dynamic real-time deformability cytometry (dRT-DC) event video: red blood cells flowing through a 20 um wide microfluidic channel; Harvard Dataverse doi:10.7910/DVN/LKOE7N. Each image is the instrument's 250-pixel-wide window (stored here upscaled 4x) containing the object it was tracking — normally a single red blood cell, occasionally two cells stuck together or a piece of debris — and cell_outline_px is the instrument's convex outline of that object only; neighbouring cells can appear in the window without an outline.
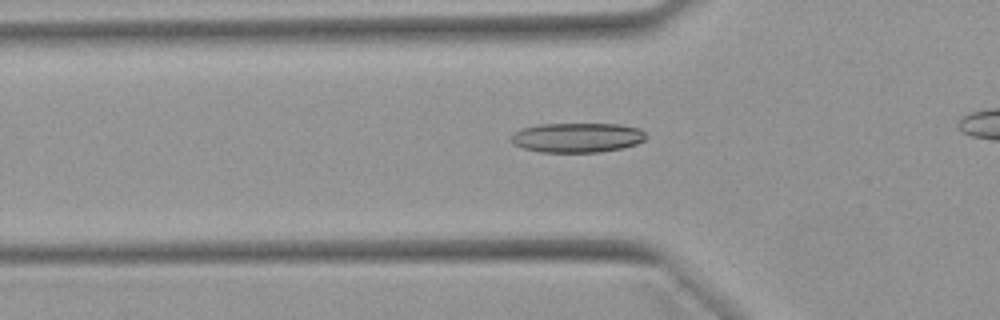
{"species": "Egyptian fruit bat (a non-hibernating species)", "species_latin": "Rousettus aegyptiacus", "temperature_condition": "warm", "stored_images_in_passage": 33, "camera_frame_rate_fps": 3000, "um_per_image_px": 0.085, "animal": {"sex": "female"}, "frame": {"image": 1, "passage_image": 8, "time_ms": 2.333, "image_size_px": [1000, 320], "cell_outline_px": [[644, 140], [636, 144], [624, 148], [600, 152], [540, 152], [524, 148], [512, 144], [512, 136], [520, 128], [540, 124], [620, 124], [640, 128], [644, 132]], "centroid_in_image_um": [49.07, 11.69], "position_along_channel_um": 76.7, "area_um2": 23.29}}
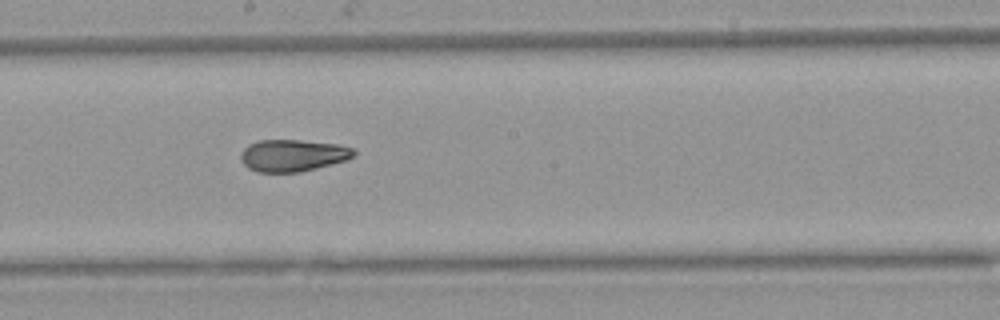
{"frame": {"image": 2, "passage_image": 19, "time_ms": 6.0, "image_size_px": [1000, 320], "cell_outline_px": [[356, 152], [352, 156], [344, 160], [316, 168], [300, 172], [256, 172], [248, 168], [240, 160], [240, 152], [248, 144], [260, 140], [300, 140], [340, 144], [352, 148]], "centroid_in_image_um": [24.84, 13.2], "position_along_channel_um": 223.4, "area_um2": 21.04}}
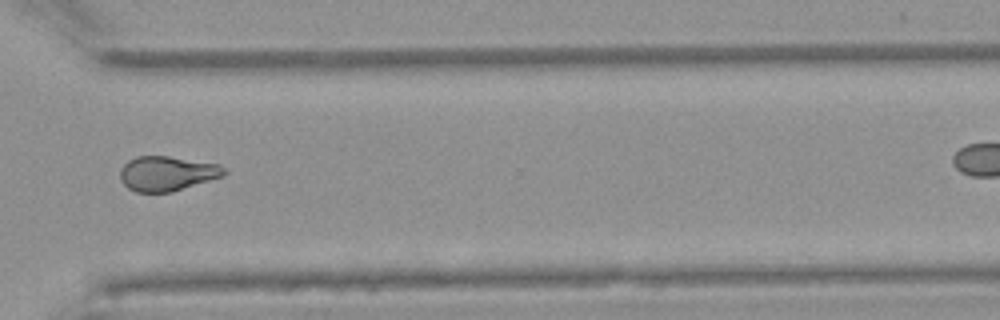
{"frame": {"image": 3, "passage_image": 29, "time_ms": 9.333, "image_size_px": [1000, 320], "cell_outline_px": [[228, 172], [224, 176], [172, 192], [136, 192], [128, 188], [120, 180], [120, 168], [128, 160], [136, 156], [168, 156], [220, 164]], "centroid_in_image_um": [14.2, 14.74], "position_along_channel_um": 356.4, "area_um2": 21.21}}